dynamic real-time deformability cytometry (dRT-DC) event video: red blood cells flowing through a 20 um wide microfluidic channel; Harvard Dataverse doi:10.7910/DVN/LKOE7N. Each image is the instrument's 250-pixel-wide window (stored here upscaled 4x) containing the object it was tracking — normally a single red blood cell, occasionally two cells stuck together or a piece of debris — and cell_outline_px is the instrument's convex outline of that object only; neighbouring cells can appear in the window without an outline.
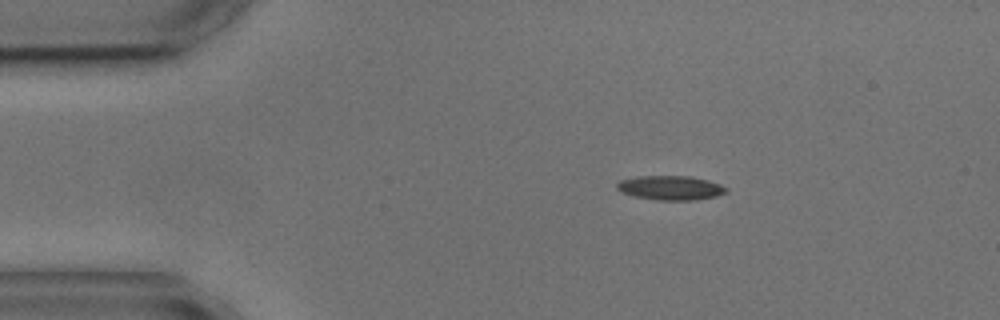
{"species": "common noctule bat (a hibernating species)", "species_latin": "Nyctalus noctula", "temperature_condition": "cold", "stored_images_in_passage": 3, "camera_frame_rate_fps": 3000, "um_per_image_px": 0.085, "animal": {"sex": "male", "body_mass_g": 17.9, "forearm_length_mm": 54.2}, "frame": {"image": 1, "passage_image": 1, "time_ms": 0.0, "image_size_px": [1000, 320], "cell_outline_px": [[728, 192], [716, 196], [696, 200], [656, 200], [632, 196], [620, 192], [616, 188], [616, 184], [620, 180], [640, 176], [692, 176], [708, 180], [720, 184], [728, 188]], "centroid_in_image_um": [56.99, 15.97], "position_along_channel_um": 28.0, "area_um2": 15.66}}